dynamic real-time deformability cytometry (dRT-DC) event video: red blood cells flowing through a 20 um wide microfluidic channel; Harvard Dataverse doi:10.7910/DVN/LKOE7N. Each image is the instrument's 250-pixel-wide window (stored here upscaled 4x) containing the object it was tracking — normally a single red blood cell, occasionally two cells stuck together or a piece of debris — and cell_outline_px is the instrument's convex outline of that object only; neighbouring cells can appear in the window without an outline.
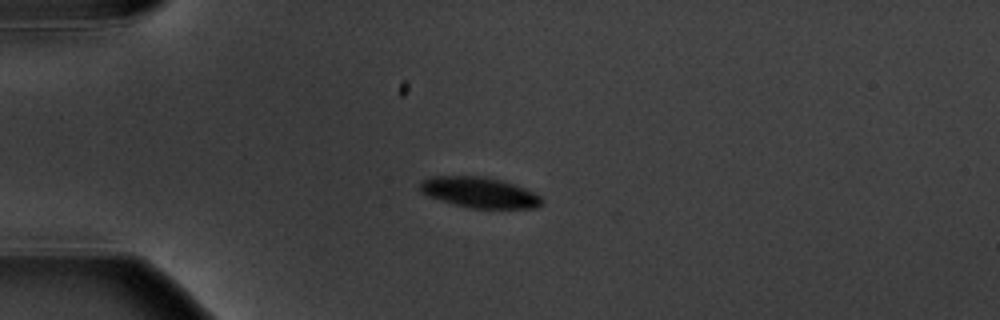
{"species": "common noctule bat (a hibernating species)", "species_latin": "Nyctalus noctula", "temperature_condition": "warm", "stored_images_in_passage": 14, "camera_frame_rate_fps": 3000, "um_per_image_px": 0.085, "animal": {"sex": "male", "body_mass_g": 20.1, "forearm_length_mm": 53.5}, "frame": {"image": 1, "passage_image": 3, "time_ms": 3.0, "image_size_px": [1000, 320], "cell_outline_px": [[544, 204], [536, 208], [472, 208], [456, 204], [428, 196], [420, 192], [420, 180], [432, 176], [480, 176], [504, 180], [536, 192], [544, 200]], "centroid_in_image_um": [40.8, 16.35], "position_along_channel_um": 44.2, "area_um2": 21.91}}
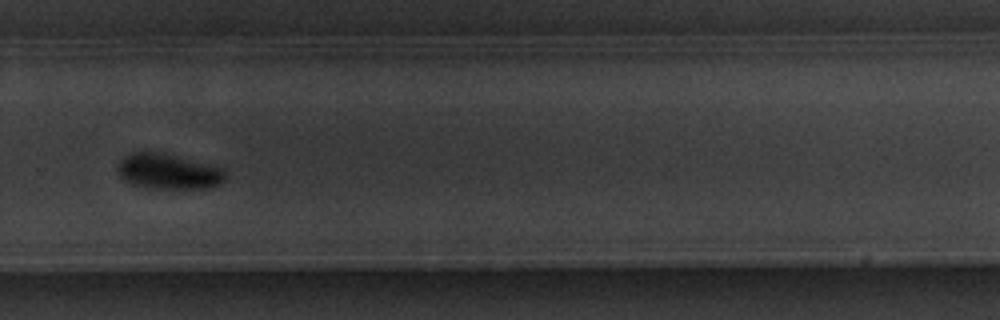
{"frame": {"image": 2, "passage_image": 10, "time_ms": 11.333, "image_size_px": [1000, 320], "cell_outline_px": [[228, 176], [220, 184], [208, 188], [152, 188], [132, 184], [124, 180], [116, 172], [116, 164], [124, 156], [132, 152], [160, 152], [224, 168]], "centroid_in_image_um": [14.29, 14.57], "position_along_channel_um": 315.5, "area_um2": 22.31}}
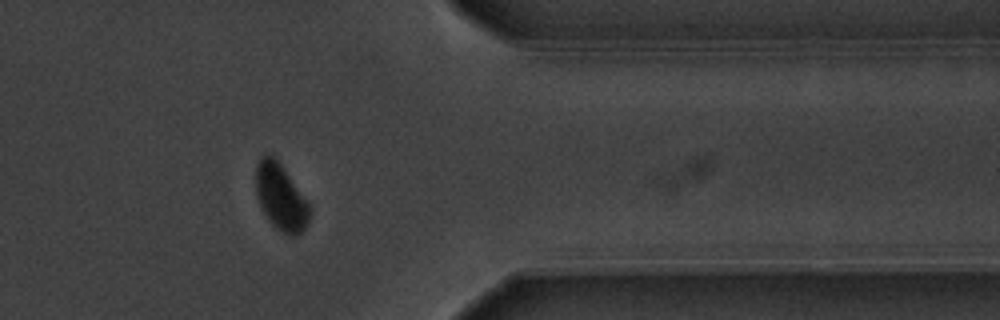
{"frame": {"image": 3, "passage_image": 12, "time_ms": 13.667, "image_size_px": [1000, 320], "cell_outline_px": [[312, 212], [304, 228], [296, 236], [292, 236], [280, 232], [268, 220], [256, 196], [256, 164], [260, 156], [268, 152], [280, 164], [312, 204]], "centroid_in_image_um": [23.89, 16.75], "position_along_channel_um": 387.5, "area_um2": 21.1}, "authors_computed_cell_mechanics": {"area_um2": 22.1085, "velocity_mm_per_s": 3.5887, "shape_relaxation_time_tau1_ms": 1.1363, "shape_relaxation_time_tau2_ms": null, "deformation_change_tau1": 0.0853, "deformation_change_tau2": null}}